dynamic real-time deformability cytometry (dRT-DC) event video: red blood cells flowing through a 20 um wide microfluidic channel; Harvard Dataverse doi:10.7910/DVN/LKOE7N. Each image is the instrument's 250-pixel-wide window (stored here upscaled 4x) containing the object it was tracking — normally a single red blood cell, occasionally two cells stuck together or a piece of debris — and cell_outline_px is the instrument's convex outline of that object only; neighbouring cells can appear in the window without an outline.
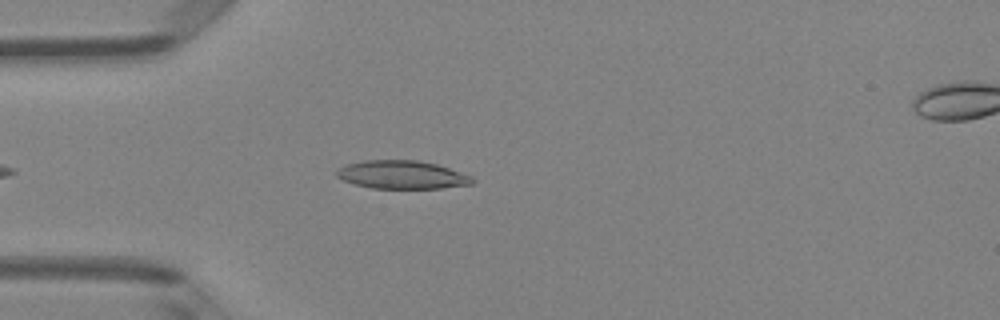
{"species": "Egyptian fruit bat (a non-hibernating species)", "species_latin": "Rousettus aegyptiacus", "temperature_condition": "room temperature", "stored_images_in_passage": 5, "camera_frame_rate_fps": 3000, "um_per_image_px": 0.085, "animal": {"sex": "female"}, "frame": {"image": 1, "passage_image": 4, "time_ms": 4.0, "image_size_px": [1000, 320], "cell_outline_px": [[476, 180], [472, 184], [440, 188], [372, 188], [356, 184], [344, 180], [336, 176], [336, 172], [344, 164], [364, 160], [416, 160], [436, 164], [472, 176]], "centroid_in_image_um": [34.17, 14.85], "position_along_channel_um": 50.8, "area_um2": 22.2}}